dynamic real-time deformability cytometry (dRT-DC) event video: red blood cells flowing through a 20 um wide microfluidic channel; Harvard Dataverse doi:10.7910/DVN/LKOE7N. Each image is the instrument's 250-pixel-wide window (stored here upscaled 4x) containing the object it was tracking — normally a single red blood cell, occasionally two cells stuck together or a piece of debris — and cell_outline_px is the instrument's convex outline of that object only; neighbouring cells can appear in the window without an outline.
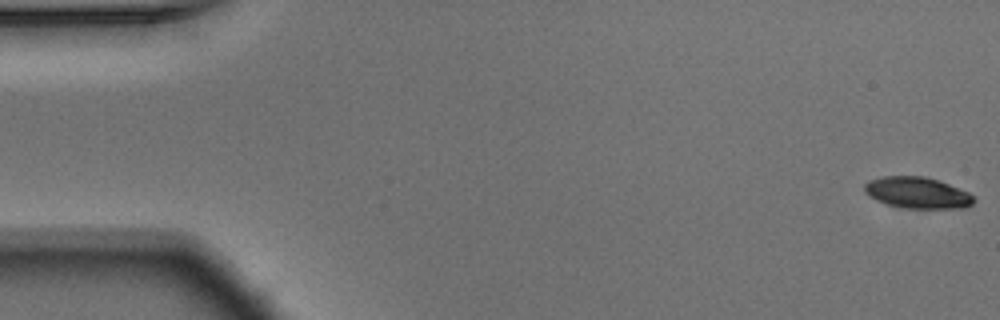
{"species": "Egyptian fruit bat (a non-hibernating species)", "species_latin": "Rousettus aegyptiacus", "temperature_condition": "warm", "stored_images_in_passage": 54, "camera_frame_rate_fps": 3000, "um_per_image_px": 0.085, "animal": {"sex": "male"}, "frame": {"image": 1, "passage_image": 1, "time_ms": 0.0, "image_size_px": [1000, 320], "cell_outline_px": [[972, 204], [944, 208], [908, 208], [892, 204], [880, 200], [872, 196], [864, 188], [872, 180], [888, 176], [920, 176], [936, 180], [968, 192], [972, 196]], "centroid_in_image_um": [77.99, 16.37], "position_along_channel_um": 7.0, "area_um2": 18.55}}
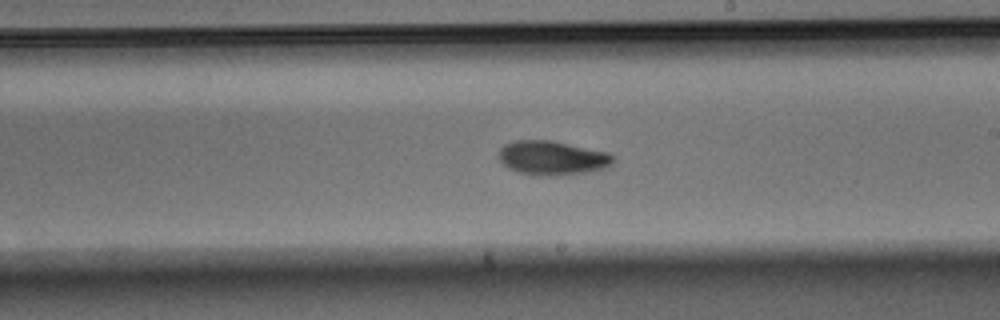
{"frame": {"image": 2, "passage_image": 31, "time_ms": 10.0, "image_size_px": [1000, 320], "cell_outline_px": [[612, 160], [608, 164], [600, 168], [572, 172], [524, 172], [512, 168], [504, 164], [500, 160], [500, 152], [508, 144], [520, 140], [548, 140], [604, 152], [612, 156]], "centroid_in_image_um": [46.89, 13.35], "position_along_channel_um": 242.1, "area_um2": 20.17}}
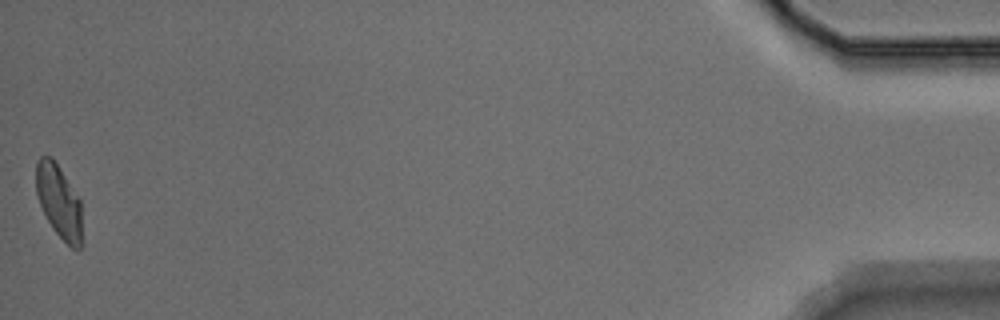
{"frame": {"image": 3, "passage_image": 54, "time_ms": 17.667, "image_size_px": [1000, 320], "cell_outline_px": [[80, 248], [72, 248], [56, 232], [48, 220], [40, 204], [36, 192], [36, 164], [40, 156], [48, 156], [56, 164], [80, 200]], "centroid_in_image_um": [4.97, 17.1], "position_along_channel_um": 430.2, "area_um2": 18.67}, "authors_computed_cell_mechanics": {"area_um2": 19.7098, "velocity_mm_per_s": 3.7428, "shape_relaxation_time_tau1_ms": 4.5511, "shape_relaxation_time_tau2_ms": 9.9405, "deformation_change_tau1": 0.1718, "deformation_change_tau2": 0.1744}}